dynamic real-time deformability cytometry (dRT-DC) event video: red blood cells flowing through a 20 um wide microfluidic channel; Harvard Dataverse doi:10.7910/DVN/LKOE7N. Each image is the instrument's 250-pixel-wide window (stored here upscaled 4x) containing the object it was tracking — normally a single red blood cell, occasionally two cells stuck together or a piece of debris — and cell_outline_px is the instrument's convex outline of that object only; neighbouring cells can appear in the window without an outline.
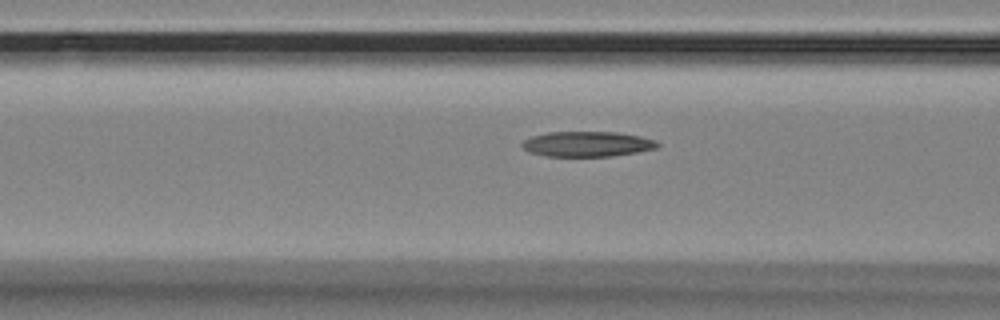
{"species": "Egyptian fruit bat (a non-hibernating species)", "species_latin": "Rousettus aegyptiacus", "temperature_condition": "room temperature", "stored_images_in_passage": 12, "camera_frame_rate_fps": 3000, "um_per_image_px": 0.085, "animal": {"sex": "female"}, "frame": {"image": 1, "passage_image": 10, "time_ms": 3.0, "image_size_px": [1000, 320], "cell_outline_px": [[660, 144], [656, 148], [636, 152], [612, 156], [548, 156], [528, 152], [520, 144], [524, 140], [532, 136], [548, 132], [616, 132], [640, 136], [656, 140]], "centroid_in_image_um": [49.9, 12.24], "position_along_channel_um": 116.7, "area_um2": 19.83}}